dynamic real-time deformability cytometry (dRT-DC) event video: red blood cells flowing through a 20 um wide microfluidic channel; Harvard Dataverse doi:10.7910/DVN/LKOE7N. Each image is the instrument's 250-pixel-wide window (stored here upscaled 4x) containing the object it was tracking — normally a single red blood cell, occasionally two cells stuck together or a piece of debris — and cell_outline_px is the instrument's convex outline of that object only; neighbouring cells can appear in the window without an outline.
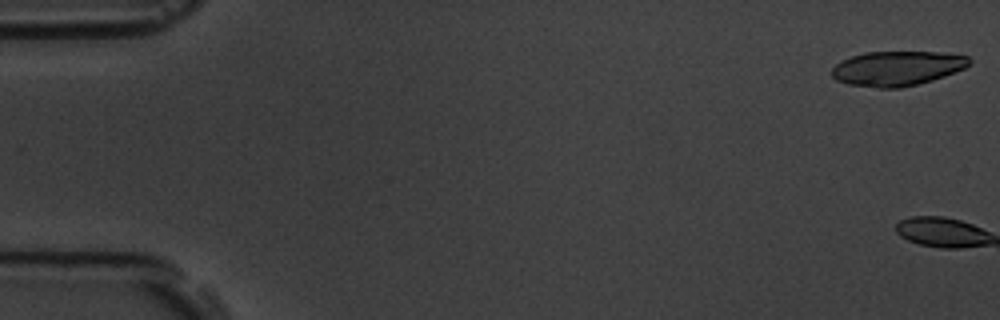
{"species": "common noctule bat (a hibernating species)", "species_latin": "Nyctalus noctula", "temperature_condition": "room temperature", "stored_images_in_passage": 5, "camera_frame_rate_fps": 3000, "um_per_image_px": 0.085, "animal": {"sex": "male", "body_mass_g": 19.5, "forearm_length_mm": 54.6}, "frame": {"image": 1, "passage_image": 1, "time_ms": 0.0, "image_size_px": [1000, 320], "cell_outline_px": [[972, 64], [964, 68], [944, 76], [932, 80], [900, 88], [880, 88], [848, 84], [836, 80], [832, 76], [832, 68], [840, 60], [864, 52], [936, 52], [968, 56], [972, 60]], "centroid_in_image_um": [76.25, 5.81], "position_along_channel_um": 8.8, "area_um2": 27.74}}